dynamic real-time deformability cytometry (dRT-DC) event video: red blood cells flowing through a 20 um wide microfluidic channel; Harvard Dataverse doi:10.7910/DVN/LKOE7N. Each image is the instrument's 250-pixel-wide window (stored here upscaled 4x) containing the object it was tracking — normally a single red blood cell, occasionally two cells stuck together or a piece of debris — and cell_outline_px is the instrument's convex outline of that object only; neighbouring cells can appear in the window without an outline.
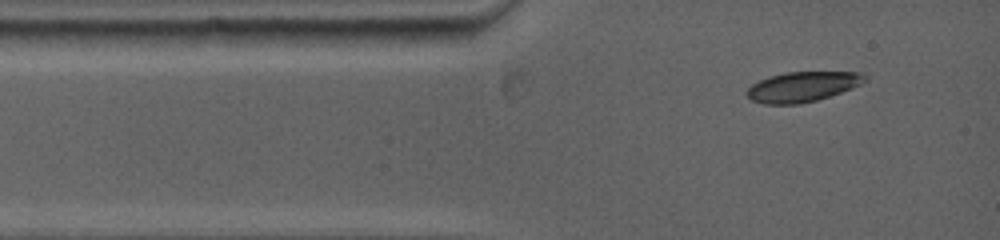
{"species": "common noctule bat (a hibernating species)", "species_latin": "Nyctalus noctula", "temperature_condition": "warm", "stored_images_in_passage": 2, "camera_frame_rate_fps": 5000, "um_per_image_px": 0.085, "animal": {"sex": "female", "body_mass_g": 19.0, "forearm_length_mm": 53.3}, "frame": {"image": 1, "passage_image": 1, "time_ms": 0.0, "image_size_px": [1000, 240], "cell_outline_px": [[864, 80], [860, 84], [852, 88], [816, 100], [796, 104], [764, 104], [752, 100], [744, 92], [752, 84], [768, 76], [784, 72], [864, 72]], "centroid_in_image_um": [68.16, 7.36], "position_along_channel_um": 16.8, "area_um2": 20.46}}